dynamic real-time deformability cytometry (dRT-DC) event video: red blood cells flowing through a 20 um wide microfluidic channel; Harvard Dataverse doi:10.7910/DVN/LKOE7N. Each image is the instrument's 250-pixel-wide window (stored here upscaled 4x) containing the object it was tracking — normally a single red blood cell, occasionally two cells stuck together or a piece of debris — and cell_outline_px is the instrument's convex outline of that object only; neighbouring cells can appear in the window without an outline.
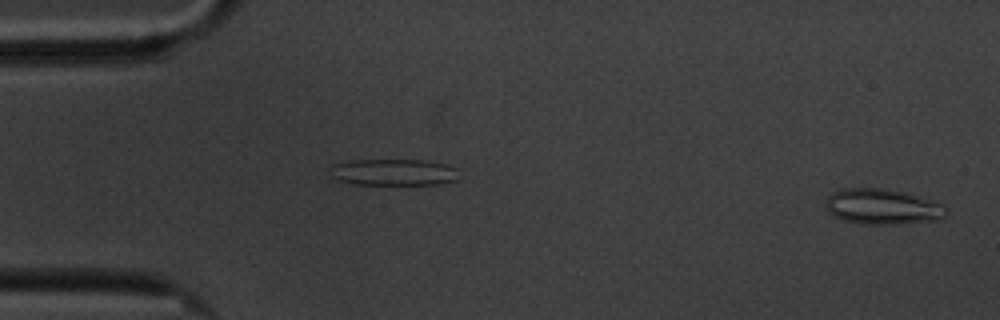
{"species": "common noctule bat (a hibernating species)", "species_latin": "Nyctalus noctula", "temperature_condition": "cold", "stored_images_in_passage": 15, "camera_frame_rate_fps": 3000, "um_per_image_px": 0.085, "animal": {"sex": "male", "body_mass_g": 20.1, "forearm_length_mm": 53.5}, "frame": {"image": 1, "passage_image": 1, "time_ms": 0.0, "image_size_px": [1000, 320], "cell_outline_px": [[948, 212], [944, 216], [936, 220], [900, 224], [864, 224], [844, 220], [828, 212], [824, 208], [824, 204], [828, 196], [832, 192], [844, 188], [888, 188], [904, 192], [940, 204]], "centroid_in_image_um": [74.94, 17.56], "position_along_channel_um": 10.1, "area_um2": 24.8}}
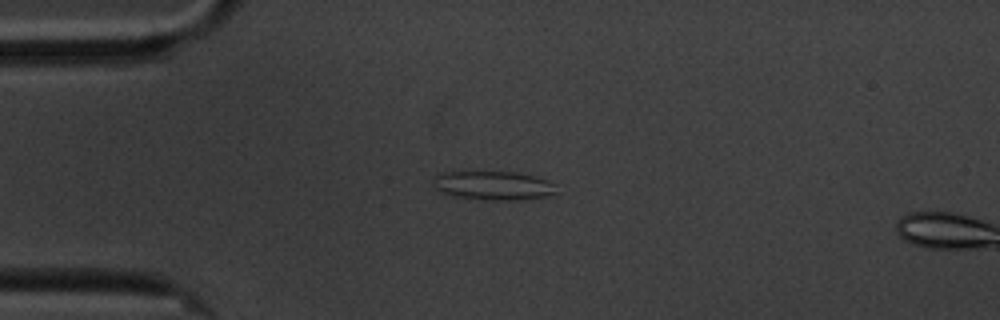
{"frame": {"image": 2, "passage_image": 13, "time_ms": 4.0, "image_size_px": [1000, 320], "cell_outline_px": [[556, 192], [552, 196], [516, 200], [496, 200], [452, 196], [436, 188], [436, 176], [440, 172], [516, 172], [548, 180], [556, 184]], "centroid_in_image_um": [42.03, 15.77], "position_along_channel_um": 43.0, "area_um2": 20.46}}